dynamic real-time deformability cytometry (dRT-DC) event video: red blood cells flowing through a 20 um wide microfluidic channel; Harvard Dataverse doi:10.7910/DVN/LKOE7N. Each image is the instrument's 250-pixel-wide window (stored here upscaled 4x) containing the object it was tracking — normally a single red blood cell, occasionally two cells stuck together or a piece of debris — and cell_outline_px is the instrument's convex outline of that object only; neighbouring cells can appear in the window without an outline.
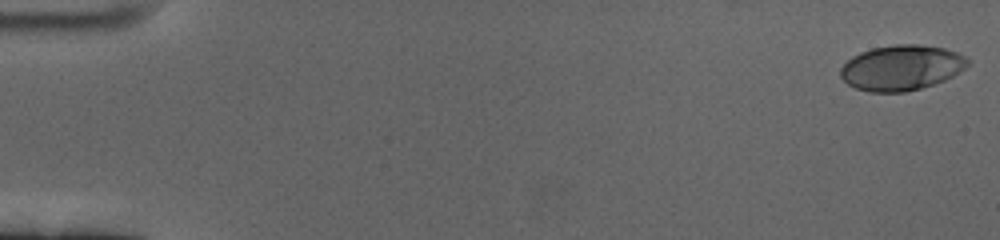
{"species": "human", "species_latin": "Homo sapiens", "temperature_condition": "cold", "stored_images_in_passage": 61, "camera_frame_rate_fps": 3000, "um_per_image_px": 0.085, "donor": {"sex": "female"}, "frame": {"image": 1, "passage_image": 1, "time_ms": 0.0, "image_size_px": [1000, 240], "cell_outline_px": [[968, 64], [964, 68], [952, 76], [944, 80], [920, 88], [904, 92], [868, 92], [856, 88], [848, 84], [840, 76], [840, 68], [852, 56], [860, 52], [872, 48], [896, 44], [916, 44], [944, 48], [956, 52], [964, 56], [968, 60]], "centroid_in_image_um": [76.59, 5.75], "position_along_channel_um": 8.4, "area_um2": 33.35}}
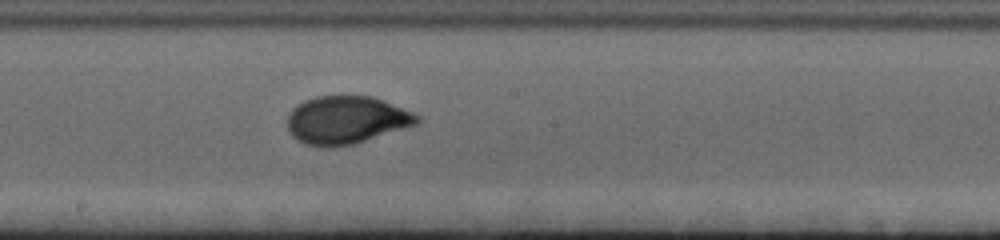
{"frame": {"image": 2, "passage_image": 34, "time_ms": 11.0, "image_size_px": [1000, 240], "cell_outline_px": [[420, 124], [352, 144], [332, 148], [324, 148], [304, 144], [292, 136], [288, 132], [288, 112], [296, 104], [304, 100], [316, 96], [372, 96], [384, 100], [412, 112], [420, 116]], "centroid_in_image_um": [29.42, 10.21], "position_along_channel_um": 218.8, "area_um2": 36.59}}
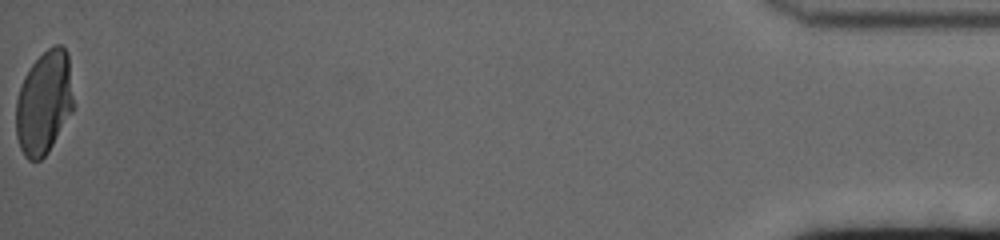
{"frame": {"image": 3, "passage_image": 61, "time_ms": 20.0, "image_size_px": [1000, 240], "cell_outline_px": [[72, 112], [48, 152], [40, 160], [28, 160], [24, 156], [20, 148], [16, 136], [16, 100], [24, 76], [32, 64], [48, 48], [56, 44], [60, 44], [68, 52], [72, 96]], "centroid_in_image_um": [3.72, 8.74], "position_along_channel_um": 431.5, "area_um2": 34.39}, "authors_computed_cell_mechanics": {"area_um2": 35.0268, "velocity_mm_per_s": 3.3701, "shape_relaxation_time_tau1_ms": 5.4135, "shape_relaxation_time_tau2_ms": null, "deformation_change_tau1": 0.1906, "deformation_change_tau2": null}}